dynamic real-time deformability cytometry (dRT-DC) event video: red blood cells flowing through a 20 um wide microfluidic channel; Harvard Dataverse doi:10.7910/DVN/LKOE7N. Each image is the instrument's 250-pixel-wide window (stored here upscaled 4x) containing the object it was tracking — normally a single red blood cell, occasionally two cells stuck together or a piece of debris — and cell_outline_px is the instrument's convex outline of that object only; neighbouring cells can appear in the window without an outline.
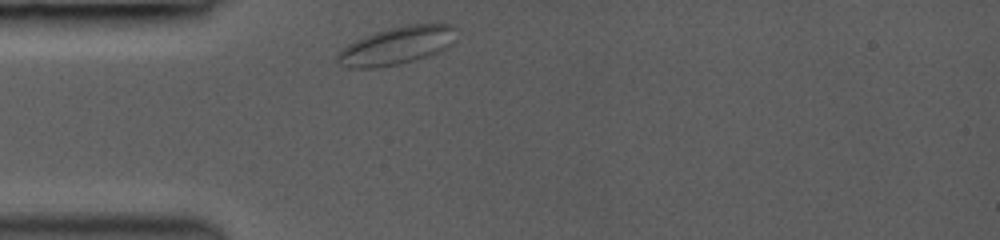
{"species": "common noctule bat (a hibernating species)", "species_latin": "Nyctalus noctula", "temperature_condition": "room temperature", "stored_images_in_passage": 32, "camera_frame_rate_fps": 3000, "um_per_image_px": 0.085, "animal": {"sex": "female", "body_mass_g": 19.0, "forearm_length_mm": 53.3}, "frame": {"image": 1, "passage_image": 1, "time_ms": 0.0, "image_size_px": [1000, 240], "cell_outline_px": [[456, 28], [448, 44], [440, 52], [432, 56], [396, 64], [376, 68], [348, 68], [340, 64], [336, 60], [336, 56], [340, 48], [364, 36], [388, 28], [408, 24], [452, 24]], "centroid_in_image_um": [33.65, 3.89], "position_along_channel_um": 51.3, "area_um2": 26.01}}
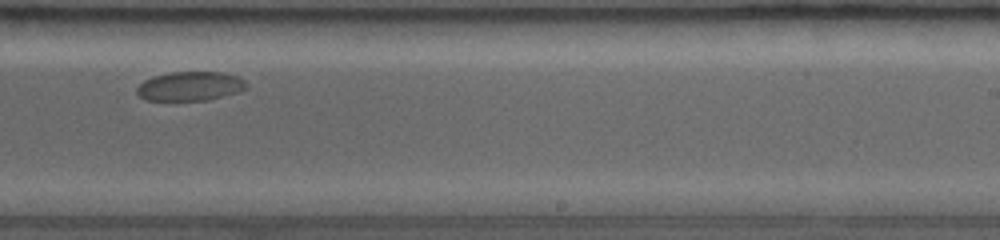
{"frame": {"image": 2, "passage_image": 20, "time_ms": 6.333, "image_size_px": [1000, 240], "cell_outline_px": [[248, 88], [236, 92], [208, 100], [144, 100], [136, 92], [136, 88], [144, 80], [152, 76], [172, 72], [224, 72], [236, 76], [244, 80], [248, 84]], "centroid_in_image_um": [16.15, 7.32], "position_along_channel_um": 272.9, "area_um2": 18.61}}
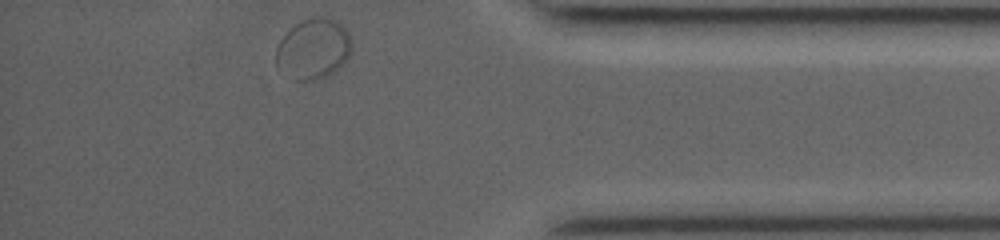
{"frame": {"image": 3, "passage_image": 32, "time_ms": 10.333, "image_size_px": [1000, 240], "cell_outline_px": [[352, 48], [348, 60], [332, 72], [324, 76], [312, 80], [296, 80], [276, 64], [276, 48], [280, 40], [288, 28], [300, 20], [312, 16], [328, 16], [340, 20], [348, 32], [352, 40]], "centroid_in_image_um": [26.67, 4.07], "position_along_channel_um": 408.5, "area_um2": 27.05}}